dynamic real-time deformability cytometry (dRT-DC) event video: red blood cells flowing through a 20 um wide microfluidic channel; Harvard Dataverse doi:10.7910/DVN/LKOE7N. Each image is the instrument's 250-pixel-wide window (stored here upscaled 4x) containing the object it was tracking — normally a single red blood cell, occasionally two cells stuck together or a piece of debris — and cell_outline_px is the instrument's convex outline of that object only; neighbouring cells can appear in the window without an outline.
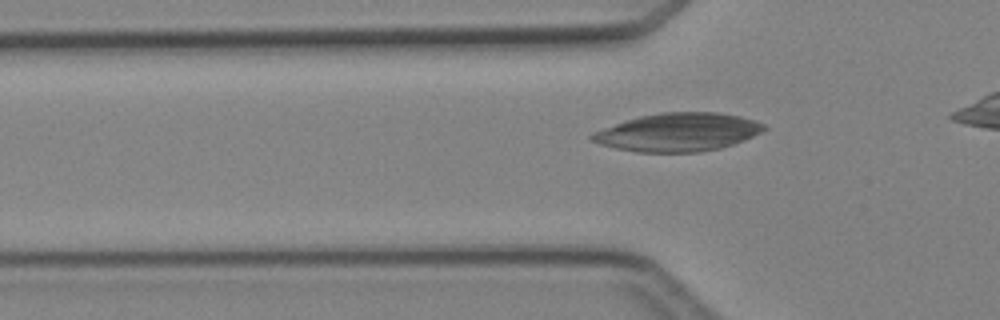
{"species": "Egyptian fruit bat (a non-hibernating species)", "species_latin": "Rousettus aegyptiacus", "temperature_condition": "cold", "stored_images_in_passage": 6, "camera_frame_rate_fps": 3000, "um_per_image_px": 0.085, "animal": {"sex": "female"}, "frame": {"image": 1, "passage_image": 5, "time_ms": 5.667, "image_size_px": [1000, 320], "cell_outline_px": [[768, 128], [744, 140], [720, 148], [700, 152], [636, 152], [616, 148], [600, 144], [592, 140], [588, 136], [592, 132], [640, 116], [660, 112], [716, 112], [740, 116], [764, 124]], "centroid_in_image_um": [57.63, 11.24], "position_along_channel_um": 68.2, "area_um2": 38.03}}